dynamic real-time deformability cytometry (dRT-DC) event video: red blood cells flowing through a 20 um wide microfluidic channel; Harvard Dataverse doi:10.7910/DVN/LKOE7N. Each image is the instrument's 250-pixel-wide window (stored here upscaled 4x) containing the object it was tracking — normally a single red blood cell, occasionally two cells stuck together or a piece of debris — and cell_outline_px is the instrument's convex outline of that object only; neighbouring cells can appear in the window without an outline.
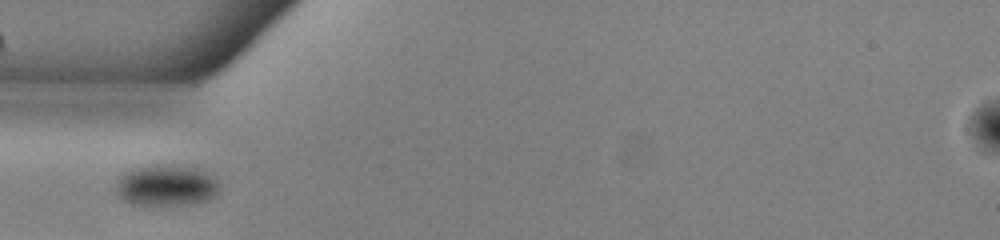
{"species": "common noctule bat (a hibernating species)", "species_latin": "Nyctalus noctula", "temperature_condition": "warm", "stored_images_in_passage": 37, "camera_frame_rate_fps": 3000, "um_per_image_px": 0.085, "animal": {"sex": "male", "body_mass_g": 13.0, "forearm_length_mm": 53.1}, "frame": {"image": 1, "passage_image": 1, "time_ms": 0.0, "image_size_px": [1000, 240], "cell_outline_px": [[220, 188], [212, 196], [204, 200], [192, 204], [132, 204], [124, 200], [116, 192], [116, 184], [124, 172], [148, 164], [180, 164], [212, 172]], "centroid_in_image_um": [14.15, 15.71], "position_along_channel_um": 70.8, "area_um2": 24.91}}
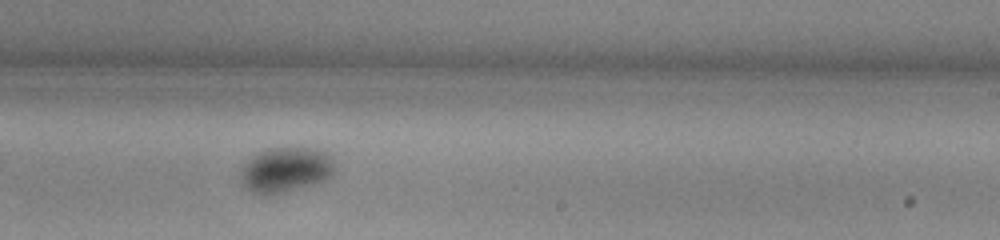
{"frame": {"image": 2, "passage_image": 16, "time_ms": 5.0, "image_size_px": [1000, 240], "cell_outline_px": [[336, 168], [332, 176], [324, 180], [280, 192], [252, 192], [244, 184], [240, 172], [240, 168], [252, 156], [264, 148], [320, 148], [332, 152]], "centroid_in_image_um": [24.37, 14.34], "position_along_channel_um": 264.6, "area_um2": 24.51}}
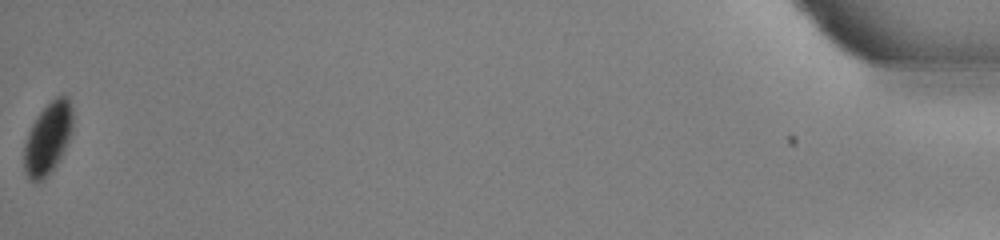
{"frame": {"image": 3, "passage_image": 37, "time_ms": 12.0, "image_size_px": [1000, 240], "cell_outline_px": [[72, 128], [68, 140], [56, 164], [40, 180], [32, 184], [28, 180], [24, 172], [24, 144], [28, 132], [36, 116], [56, 96], [68, 96], [72, 108]], "centroid_in_image_um": [4.03, 11.75], "position_along_channel_um": 431.2, "area_um2": 20.06}}